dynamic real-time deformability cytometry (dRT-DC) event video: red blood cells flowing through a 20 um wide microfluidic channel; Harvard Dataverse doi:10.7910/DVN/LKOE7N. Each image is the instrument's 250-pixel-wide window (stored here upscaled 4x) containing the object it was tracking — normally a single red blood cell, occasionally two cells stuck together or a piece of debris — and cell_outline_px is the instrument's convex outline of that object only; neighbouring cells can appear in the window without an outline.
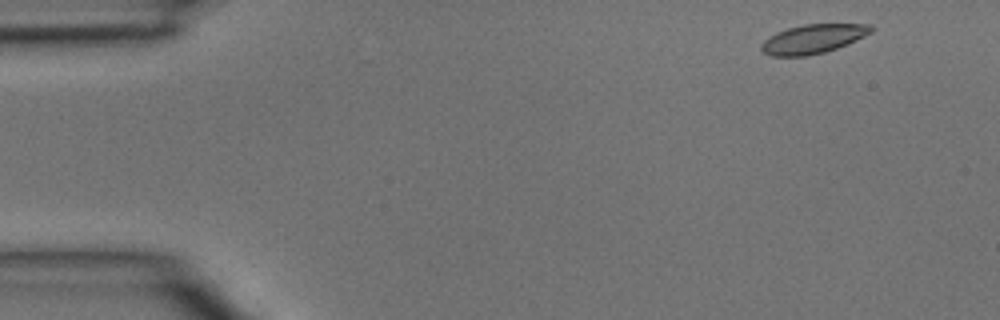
{"species": "common noctule bat (a hibernating species)", "species_latin": "Nyctalus noctula", "temperature_condition": "room temperature", "stored_images_in_passage": 4, "segment_of_instrument_passage": [1, 2], "camera_frame_rate_fps": 3000, "um_per_image_px": 0.085, "animal": {"sex": "male", "body_mass_g": 15.6}, "frame": {"image": 1, "passage_image": 1, "time_ms": 0.0, "image_size_px": [1000, 320], "cell_outline_px": [[876, 28], [872, 32], [848, 44], [824, 52], [808, 56], [772, 56], [764, 52], [760, 48], [760, 44], [768, 36], [776, 32], [788, 28], [804, 24], [872, 24]], "centroid_in_image_um": [69.12, 3.3], "position_along_channel_um": 15.9, "area_um2": 18.73}}